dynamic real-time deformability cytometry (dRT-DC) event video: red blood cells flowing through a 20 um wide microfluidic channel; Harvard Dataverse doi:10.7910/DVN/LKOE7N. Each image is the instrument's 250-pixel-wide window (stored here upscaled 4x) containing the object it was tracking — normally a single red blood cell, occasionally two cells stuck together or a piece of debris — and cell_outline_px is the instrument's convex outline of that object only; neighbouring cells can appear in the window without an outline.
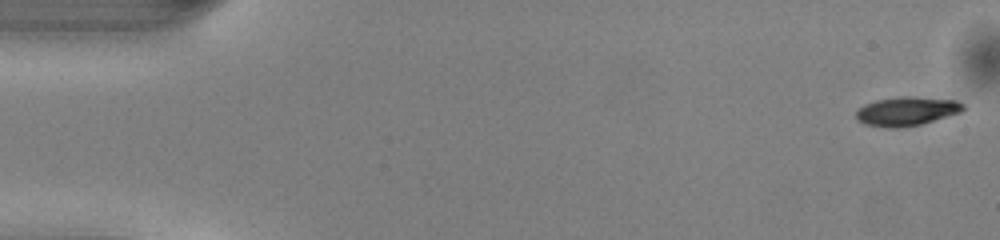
{"species": "common noctule bat (a hibernating species)", "species_latin": "Nyctalus noctula", "temperature_condition": "warm", "stored_images_in_passage": 50, "camera_frame_rate_fps": 3000, "um_per_image_px": 0.085, "animal": {"sex": "male", "body_mass_g": 13.0, "forearm_length_mm": 53.1}, "frame": {"image": 1, "passage_image": 1, "time_ms": 0.0, "image_size_px": [1000, 240], "cell_outline_px": [[964, 108], [960, 112], [920, 124], [896, 128], [888, 128], [864, 124], [856, 120], [856, 112], [864, 104], [876, 100], [900, 96], [916, 96], [956, 100], [964, 104]], "centroid_in_image_um": [77.04, 9.44], "position_along_channel_um": 8.0, "area_um2": 18.03}}
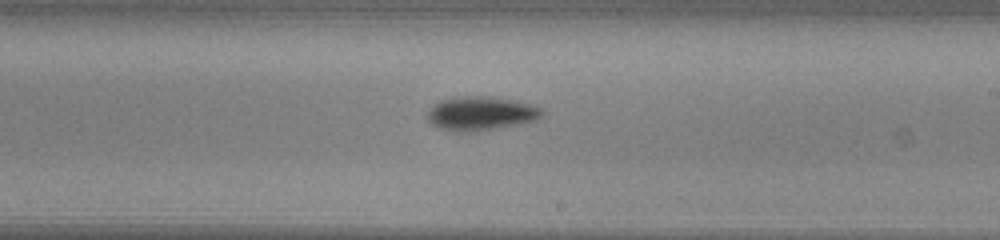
{"frame": {"image": 2, "passage_image": 29, "time_ms": 9.333, "image_size_px": [1000, 240], "cell_outline_px": [[544, 112], [536, 120], [476, 132], [440, 128], [432, 124], [428, 120], [428, 112], [440, 100], [452, 96], [492, 96], [528, 104], [540, 108]], "centroid_in_image_um": [40.85, 9.62], "position_along_channel_um": 248.1, "area_um2": 22.14}}
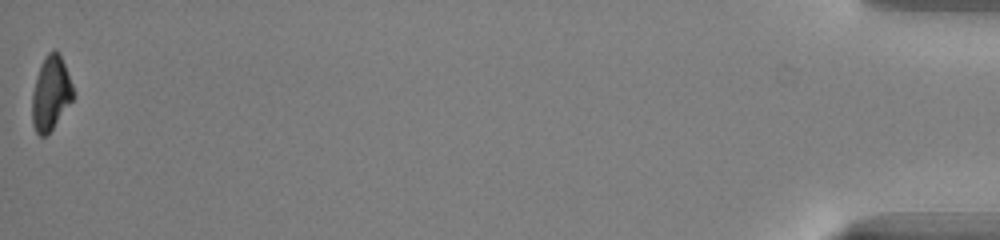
{"frame": {"image": 3, "passage_image": 50, "time_ms": 16.333, "image_size_px": [1000, 240], "cell_outline_px": [[72, 100], [52, 128], [44, 136], [40, 136], [36, 132], [32, 124], [32, 92], [40, 64], [44, 56], [52, 48], [56, 48], [60, 52], [72, 84]], "centroid_in_image_um": [4.29, 7.86], "position_along_channel_um": 430.9, "area_um2": 17.63}, "authors_computed_cell_mechanics": {"area_um2": 19.5364, "velocity_mm_per_s": 4.0931, "shape_relaxation_time_tau1_ms": 2.2635, "shape_relaxation_time_tau2_ms": null, "deformation_change_tau1": 0.1491, "deformation_change_tau2": null}}